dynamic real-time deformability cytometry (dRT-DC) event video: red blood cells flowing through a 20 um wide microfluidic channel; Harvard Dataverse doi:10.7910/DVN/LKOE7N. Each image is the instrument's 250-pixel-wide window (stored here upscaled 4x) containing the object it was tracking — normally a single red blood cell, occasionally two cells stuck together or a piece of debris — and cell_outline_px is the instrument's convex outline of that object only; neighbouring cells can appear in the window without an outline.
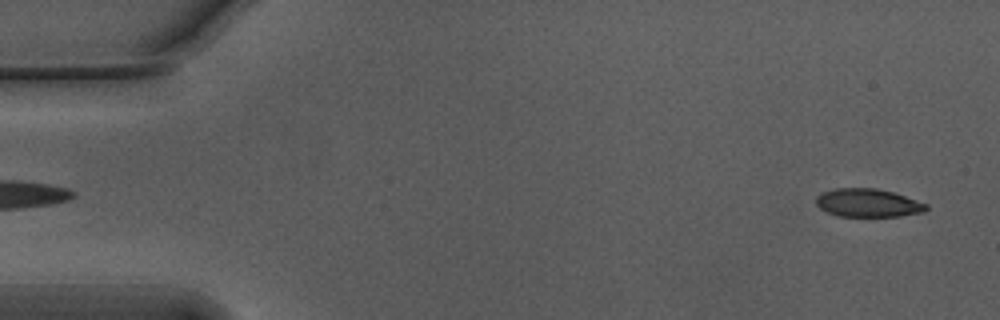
{"species": "Egyptian fruit bat (a non-hibernating species)", "species_latin": "Rousettus aegyptiacus", "temperature_condition": "warm", "stored_images_in_passage": 54, "camera_frame_rate_fps": 3000, "um_per_image_px": 0.085, "animal": {"sex": "male"}, "frame": {"image": 1, "passage_image": 2, "time_ms": 0.333, "image_size_px": [1000, 320], "cell_outline_px": [[928, 208], [924, 212], [900, 216], [840, 216], [828, 212], [820, 208], [816, 204], [816, 196], [824, 192], [836, 188], [876, 188], [892, 192], [928, 204]], "centroid_in_image_um": [73.78, 17.25], "position_along_channel_um": 11.2, "area_um2": 17.98}}
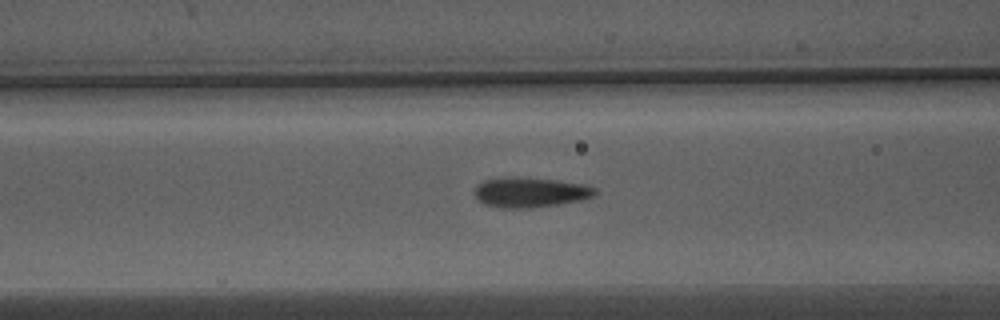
{"frame": {"image": 2, "passage_image": 21, "time_ms": 6.667, "image_size_px": [1000, 320], "cell_outline_px": [[600, 192], [592, 196], [580, 200], [556, 204], [528, 208], [500, 208], [484, 204], [476, 196], [476, 184], [484, 180], [500, 176], [516, 176], [556, 180], [584, 184], [596, 188]], "centroid_in_image_um": [45.06, 16.32], "position_along_channel_um": 121.5, "area_um2": 21.21}}
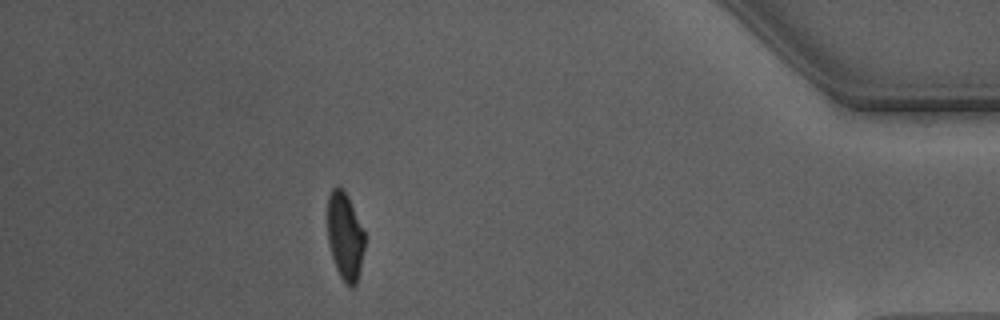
{"frame": {"image": 3, "passage_image": 48, "time_ms": 15.667, "image_size_px": [1000, 320], "cell_outline_px": [[364, 248], [360, 268], [356, 284], [352, 288], [348, 288], [344, 284], [336, 268], [332, 256], [328, 240], [328, 196], [332, 188], [336, 184], [344, 192], [364, 232]], "centroid_in_image_um": [29.31, 20.15], "position_along_channel_um": 405.9, "area_um2": 18.55}, "authors_computed_cell_mechanics": {"area_um2": 19.8254, "velocity_mm_per_s": 3.7476, "shape_relaxation_time_tau1_ms": 5.3368, "shape_relaxation_time_tau2_ms": 1.0237, "deformation_change_tau1": 0.1812, "deformation_change_tau2": 0.0592}}